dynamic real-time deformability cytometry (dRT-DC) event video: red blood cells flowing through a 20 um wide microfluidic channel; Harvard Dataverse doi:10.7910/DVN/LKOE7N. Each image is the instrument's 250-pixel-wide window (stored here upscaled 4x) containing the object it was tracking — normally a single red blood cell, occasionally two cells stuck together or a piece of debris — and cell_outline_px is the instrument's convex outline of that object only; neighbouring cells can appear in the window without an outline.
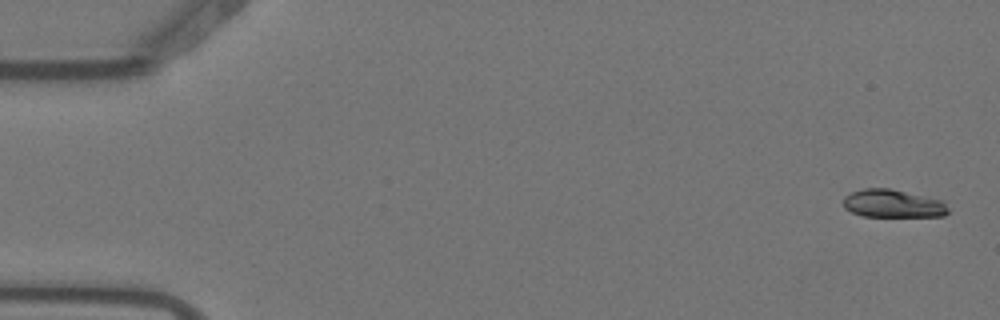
{"species": "Egyptian fruit bat (a non-hibernating species)", "species_latin": "Rousettus aegyptiacus", "temperature_condition": "warm", "stored_images_in_passage": 4, "camera_frame_rate_fps": 3000, "um_per_image_px": 0.085, "animal": {"sex": "female"}, "frame": {"image": 1, "passage_image": 1, "time_ms": 0.0, "image_size_px": [1000, 320], "cell_outline_px": [[948, 212], [944, 216], [864, 216], [852, 212], [844, 208], [844, 196], [852, 192], [864, 188], [888, 188], [944, 200], [948, 208]], "centroid_in_image_um": [75.91, 17.3], "position_along_channel_um": 9.1, "area_um2": 17.05}}